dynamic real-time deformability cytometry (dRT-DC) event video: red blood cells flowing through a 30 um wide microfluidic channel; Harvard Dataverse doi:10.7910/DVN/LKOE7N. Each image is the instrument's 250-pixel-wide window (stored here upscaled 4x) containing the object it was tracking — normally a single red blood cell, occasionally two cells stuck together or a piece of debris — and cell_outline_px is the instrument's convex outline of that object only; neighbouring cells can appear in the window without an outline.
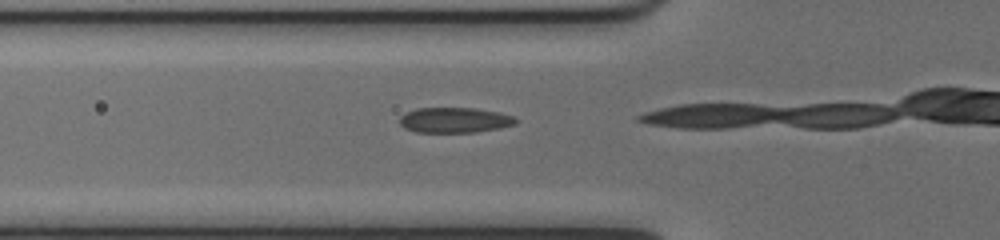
{"species": "common noctule bat (a hibernating species)", "species_latin": "Nyctalus noctula", "temperature_condition": "cold", "stored_images_in_passage": 12, "camera_frame_rate_fps": 3000, "um_per_image_px": 0.085, "animal": {"sex": "female", "body_mass_g": 17.0, "forearm_length_mm": 48.0}, "frame": {"image": 1, "passage_image": 11, "time_ms": 3.333, "image_size_px": [1000, 240], "cell_outline_px": [[516, 124], [476, 132], [416, 132], [400, 124], [400, 116], [416, 108], [472, 108], [496, 112], [512, 116], [516, 120]], "centroid_in_image_um": [38.61, 10.21], "position_along_channel_um": 87.2, "area_um2": 16.7}}